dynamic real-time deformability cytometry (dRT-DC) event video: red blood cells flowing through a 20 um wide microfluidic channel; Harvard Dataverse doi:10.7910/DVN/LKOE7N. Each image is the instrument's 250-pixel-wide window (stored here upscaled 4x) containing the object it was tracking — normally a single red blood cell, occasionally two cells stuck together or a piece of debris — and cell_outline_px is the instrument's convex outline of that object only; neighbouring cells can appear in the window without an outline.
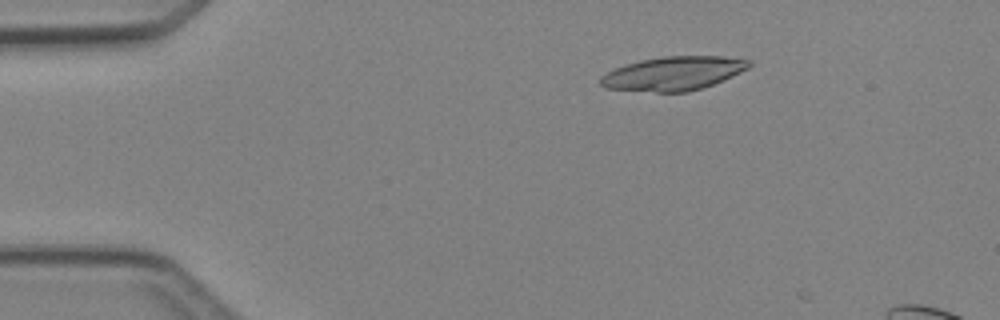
{"species": "Egyptian fruit bat (a non-hibernating species)", "species_latin": "Rousettus aegyptiacus", "temperature_condition": "cold", "stored_images_in_passage": 4, "camera_frame_rate_fps": 3000, "um_per_image_px": 0.085, "animal": {"sex": "female"}, "frame": {"image": 1, "passage_image": 4, "time_ms": 4.333, "image_size_px": [1000, 320], "cell_outline_px": [[752, 64], [748, 68], [740, 72], [712, 84], [688, 92], [656, 92], [604, 88], [600, 84], [600, 76], [624, 64], [640, 60], [664, 56], [724, 56], [752, 60]], "centroid_in_image_um": [57.22, 6.23], "position_along_channel_um": 27.8, "area_um2": 29.19}}